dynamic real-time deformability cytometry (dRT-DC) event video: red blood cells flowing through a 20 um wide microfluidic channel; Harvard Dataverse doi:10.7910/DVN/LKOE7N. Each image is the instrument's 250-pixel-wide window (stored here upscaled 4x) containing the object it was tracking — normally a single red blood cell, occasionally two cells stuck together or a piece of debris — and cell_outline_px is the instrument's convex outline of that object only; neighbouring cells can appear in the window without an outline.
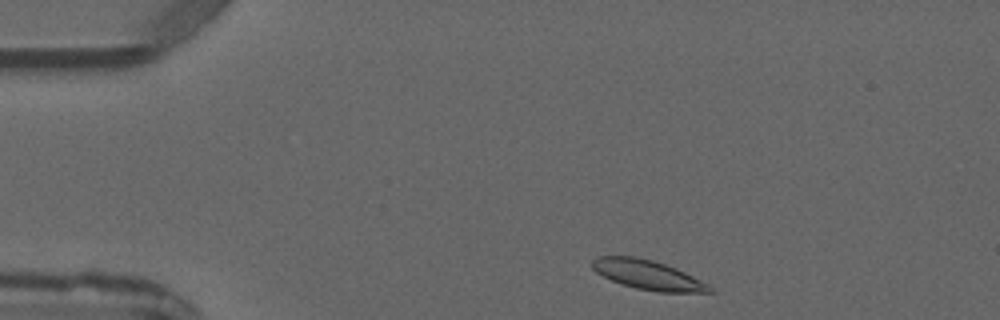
{"species": "common noctule bat (a hibernating species)", "species_latin": "Nyctalus noctula", "temperature_condition": "warm", "stored_images_in_passage": 3, "camera_frame_rate_fps": 3000, "um_per_image_px": 0.085, "animal": {"sex": "male", "forearm_length_mm": 52.5}, "frame": {"image": 1, "passage_image": 1, "time_ms": 0.0, "image_size_px": [1000, 320], "cell_outline_px": [[712, 292], [656, 292], [636, 288], [620, 284], [596, 272], [592, 268], [592, 260], [600, 256], [636, 256], [652, 260], [676, 268], [708, 284], [712, 288]], "centroid_in_image_um": [55.04, 23.36], "position_along_channel_um": 30.0, "area_um2": 19.94}}